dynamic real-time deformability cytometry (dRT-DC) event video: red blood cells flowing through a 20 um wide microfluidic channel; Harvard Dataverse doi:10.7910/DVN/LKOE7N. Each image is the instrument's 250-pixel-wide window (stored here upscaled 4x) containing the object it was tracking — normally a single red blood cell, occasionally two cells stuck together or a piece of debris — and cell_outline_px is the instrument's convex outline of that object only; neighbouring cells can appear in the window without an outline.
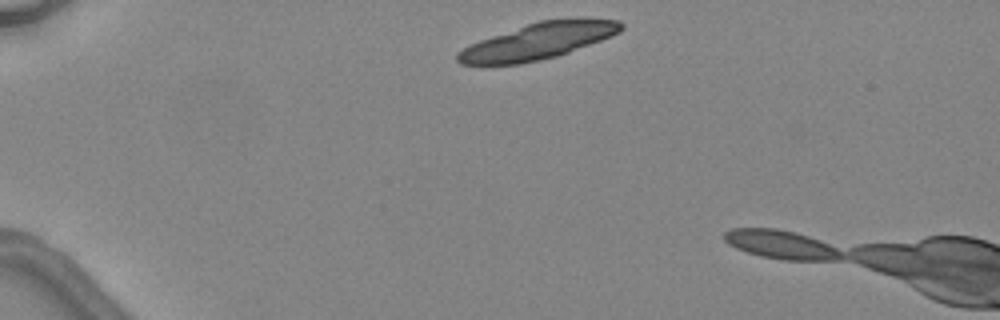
{"species": "common noctule bat (a hibernating species)", "species_latin": "Nyctalus noctula", "temperature_condition": "warm", "stored_images_in_passage": 3, "camera_frame_rate_fps": 3000, "um_per_image_px": 0.085, "animal": {"sex": "female", "body_mass_g": 24.6, "forearm_length_mm": 56.2}, "frame": {"image": 1, "passage_image": 1, "time_ms": 0.0, "image_size_px": [1000, 320], "cell_outline_px": [[624, 28], [620, 32], [612, 36], [568, 52], [556, 56], [520, 64], [460, 64], [456, 60], [456, 52], [468, 44], [540, 20], [580, 16], [584, 16], [620, 20], [624, 24]], "centroid_in_image_um": [45.82, 3.46], "position_along_channel_um": 39.2, "area_um2": 34.85}}